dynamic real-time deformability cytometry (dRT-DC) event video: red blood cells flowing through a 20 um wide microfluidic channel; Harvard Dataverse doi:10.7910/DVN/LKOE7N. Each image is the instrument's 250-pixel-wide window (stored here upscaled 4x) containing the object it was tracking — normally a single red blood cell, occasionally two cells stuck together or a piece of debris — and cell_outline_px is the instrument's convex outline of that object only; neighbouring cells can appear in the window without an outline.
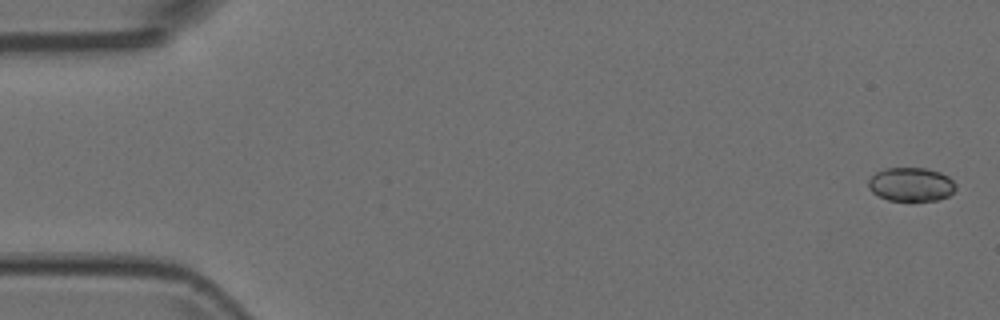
{"species": "Egyptian fruit bat (a non-hibernating species)", "species_latin": "Rousettus aegyptiacus", "temperature_condition": "room temperature", "stored_images_in_passage": 5, "camera_frame_rate_fps": 3000, "um_per_image_px": 0.085, "animal": {"sex": "female"}, "frame": {"image": 1, "passage_image": 1, "time_ms": 0.0, "image_size_px": [1000, 320], "cell_outline_px": [[956, 188], [948, 196], [936, 200], [912, 204], [888, 200], [872, 192], [868, 188], [868, 180], [876, 172], [884, 168], [924, 168], [940, 172], [948, 176], [956, 184]], "centroid_in_image_um": [77.43, 15.72], "position_along_channel_um": 7.6, "area_um2": 17.8}}
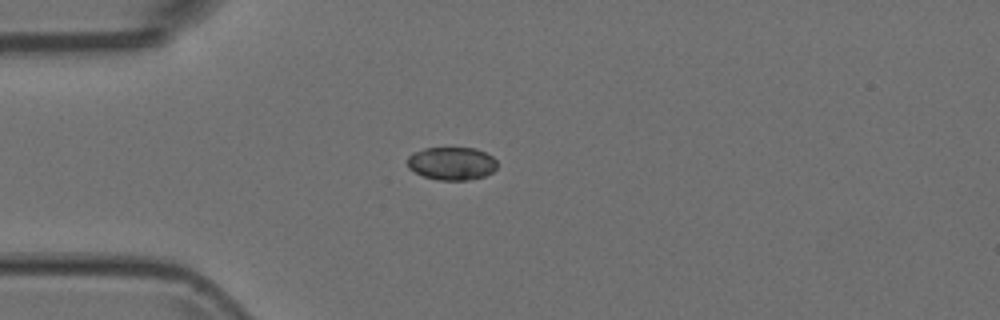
{"frame": {"image": 2, "passage_image": 5, "time_ms": 1.333, "image_size_px": [1000, 320], "cell_outline_px": [[496, 168], [492, 172], [484, 176], [464, 180], [440, 180], [424, 176], [408, 168], [408, 156], [412, 152], [424, 148], [476, 148], [492, 156], [496, 160]], "centroid_in_image_um": [38.39, 13.88], "position_along_channel_um": 46.6, "area_um2": 17.17}}